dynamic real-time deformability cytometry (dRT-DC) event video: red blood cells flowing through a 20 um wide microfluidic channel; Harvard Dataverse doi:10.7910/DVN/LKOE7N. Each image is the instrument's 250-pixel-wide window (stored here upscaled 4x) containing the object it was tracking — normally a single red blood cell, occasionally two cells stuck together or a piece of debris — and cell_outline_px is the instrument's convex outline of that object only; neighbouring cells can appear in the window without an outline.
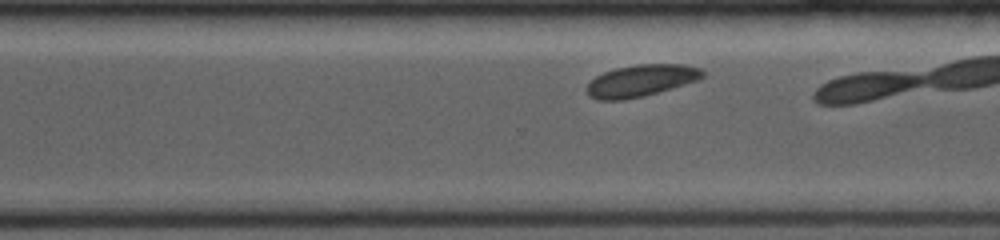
{"species": "common noctule bat (a hibernating species)", "species_latin": "Nyctalus noctula", "temperature_condition": "room temperature", "stored_images_in_passage": 25, "camera_frame_rate_fps": 4000, "um_per_image_px": 0.085, "animal": {"sex": "female", "body_mass_g": 19.0, "forearm_length_mm": 53.3}, "frame": {"image": 1, "passage_image": 18, "time_ms": 6.25, "image_size_px": [1000, 240], "cell_outline_px": [[704, 76], [700, 80], [644, 96], [624, 100], [596, 100], [588, 96], [588, 84], [596, 76], [604, 72], [616, 68], [636, 64], [684, 64], [700, 68], [704, 72]], "centroid_in_image_um": [54.51, 6.85], "position_along_channel_um": 316.1, "area_um2": 21.56}}